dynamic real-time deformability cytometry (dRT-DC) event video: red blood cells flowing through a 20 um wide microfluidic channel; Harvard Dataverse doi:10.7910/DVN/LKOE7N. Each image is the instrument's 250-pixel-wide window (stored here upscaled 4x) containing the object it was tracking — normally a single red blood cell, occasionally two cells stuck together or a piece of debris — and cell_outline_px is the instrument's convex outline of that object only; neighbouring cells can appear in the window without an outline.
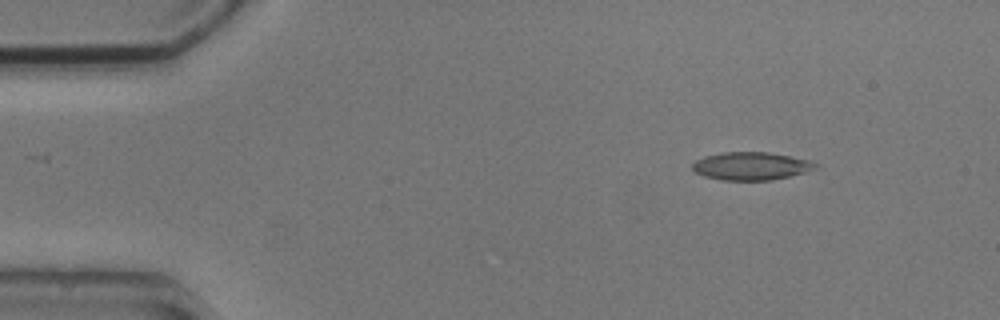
{"species": "common noctule bat (a hibernating species)", "species_latin": "Nyctalus noctula", "temperature_condition": "cold", "stored_images_in_passage": 5, "camera_frame_rate_fps": 3000, "um_per_image_px": 0.085, "animal": {"sex": "male", "body_mass_g": 20.5, "forearm_length_mm": 52.5}, "frame": {"image": 1, "passage_image": 1, "time_ms": 0.0, "image_size_px": [1000, 320], "cell_outline_px": [[820, 168], [772, 180], [720, 180], [704, 176], [696, 172], [692, 168], [692, 164], [696, 160], [704, 156], [720, 152], [768, 152], [812, 160], [820, 164]], "centroid_in_image_um": [63.88, 14.1], "position_along_channel_um": 21.1, "area_um2": 20.23}}
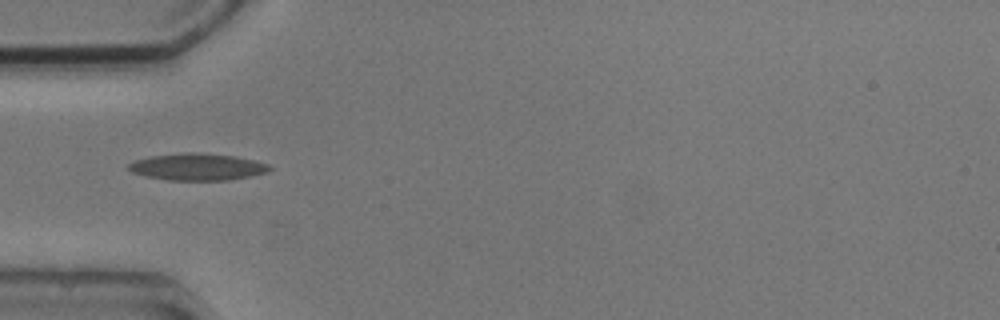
{"frame": {"image": 2, "passage_image": 4, "time_ms": 3.333, "image_size_px": [1000, 320], "cell_outline_px": [[272, 168], [268, 172], [228, 180], [168, 180], [148, 176], [132, 172], [128, 168], [128, 164], [136, 160], [152, 156], [184, 152], [200, 152], [236, 156], [256, 160], [268, 164]], "centroid_in_image_um": [16.82, 14.17], "position_along_channel_um": 68.2, "area_um2": 22.02}}